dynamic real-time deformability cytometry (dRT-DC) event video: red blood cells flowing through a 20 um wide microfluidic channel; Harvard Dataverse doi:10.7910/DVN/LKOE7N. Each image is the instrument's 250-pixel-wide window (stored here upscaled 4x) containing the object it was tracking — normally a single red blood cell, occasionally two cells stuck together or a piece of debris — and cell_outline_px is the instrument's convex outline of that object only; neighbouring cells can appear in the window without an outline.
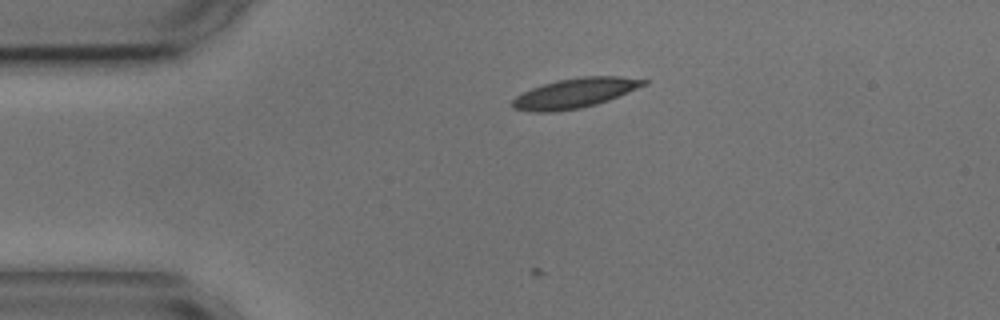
{"species": "common noctule bat (a hibernating species)", "species_latin": "Nyctalus noctula", "temperature_condition": "cold", "stored_images_in_passage": 3, "camera_frame_rate_fps": 3000, "um_per_image_px": 0.085, "animal": {"sex": "male", "body_mass_g": 17.9, "forearm_length_mm": 54.2}, "frame": {"image": 1, "passage_image": 1, "time_ms": 0.0, "image_size_px": [1000, 320], "cell_outline_px": [[648, 84], [608, 100], [596, 104], [580, 108], [556, 112], [532, 112], [512, 108], [512, 100], [516, 96], [532, 88], [556, 80], [580, 76], [620, 76], [648, 80]], "centroid_in_image_um": [48.86, 7.91], "position_along_channel_um": 36.1, "area_um2": 22.77}}